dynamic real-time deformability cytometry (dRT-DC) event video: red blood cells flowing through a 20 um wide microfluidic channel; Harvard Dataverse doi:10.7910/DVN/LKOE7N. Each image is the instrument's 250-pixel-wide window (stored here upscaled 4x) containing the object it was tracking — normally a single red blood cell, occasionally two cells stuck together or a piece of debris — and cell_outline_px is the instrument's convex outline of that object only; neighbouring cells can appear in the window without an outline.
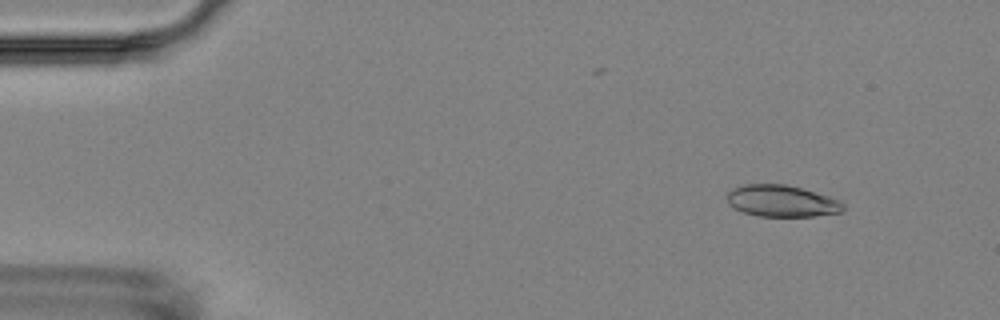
{"species": "Egyptian fruit bat (a non-hibernating species)", "species_latin": "Rousettus aegyptiacus", "temperature_condition": "room temperature", "stored_images_in_passage": 5, "camera_frame_rate_fps": 3000, "um_per_image_px": 0.085, "animal": {"sex": "female"}, "frame": {"image": 1, "passage_image": 2, "time_ms": 1.333, "image_size_px": [1000, 320], "cell_outline_px": [[844, 208], [840, 212], [816, 216], [760, 216], [744, 212], [728, 204], [728, 192], [732, 188], [740, 184], [784, 184], [800, 188], [828, 196], [840, 200], [844, 204]], "centroid_in_image_um": [66.44, 17.08], "position_along_channel_um": 18.6, "area_um2": 21.27}}
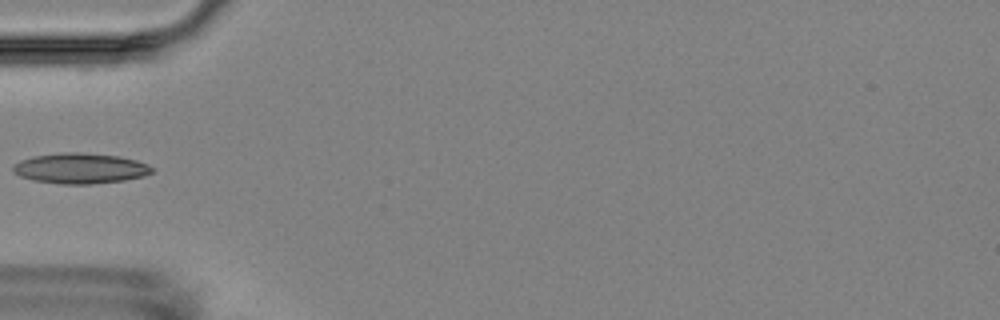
{"frame": {"image": 2, "passage_image": 5, "time_ms": 5.667, "image_size_px": [1000, 320], "cell_outline_px": [[156, 168], [152, 172], [144, 176], [124, 180], [92, 184], [60, 184], [36, 180], [20, 176], [12, 172], [12, 164], [20, 160], [36, 156], [64, 152], [76, 152], [116, 156], [136, 160], [148, 164]], "centroid_in_image_um": [6.83, 14.31], "position_along_channel_um": 78.2, "area_um2": 24.57}}